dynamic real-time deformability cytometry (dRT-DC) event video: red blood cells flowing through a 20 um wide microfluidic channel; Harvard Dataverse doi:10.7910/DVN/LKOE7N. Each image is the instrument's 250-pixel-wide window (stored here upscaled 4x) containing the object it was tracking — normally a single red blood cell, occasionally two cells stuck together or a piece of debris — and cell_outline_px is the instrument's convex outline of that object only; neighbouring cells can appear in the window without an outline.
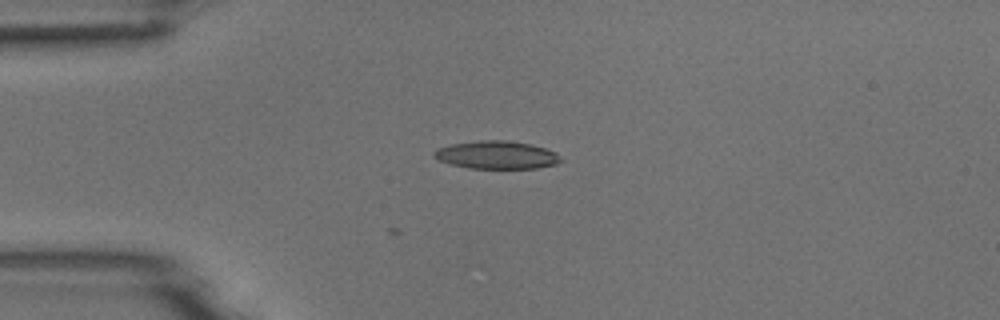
{"species": "common noctule bat (a hibernating species)", "species_latin": "Nyctalus noctula", "temperature_condition": "room temperature", "stored_images_in_passage": 39, "camera_frame_rate_fps": 3000, "um_per_image_px": 0.085, "animal": {"sex": "male", "body_mass_g": 18.8}, "frame": {"image": 1, "passage_image": 1, "time_ms": 0.0, "image_size_px": [1000, 320], "cell_outline_px": [[564, 160], [556, 164], [536, 168], [468, 168], [452, 164], [440, 160], [432, 156], [432, 152], [436, 148], [452, 144], [480, 140], [504, 140], [528, 144], [544, 148], [556, 152]], "centroid_in_image_um": [42.21, 13.17], "position_along_channel_um": 42.8, "area_um2": 20.52}}
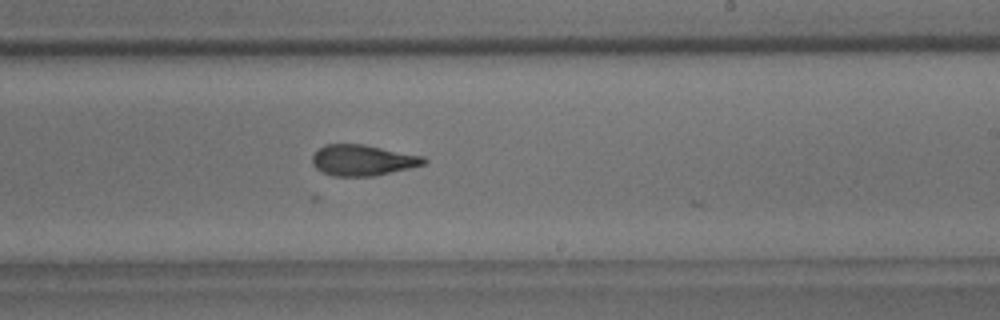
{"frame": {"image": 2, "passage_image": 19, "time_ms": 6.0, "image_size_px": [1000, 320], "cell_outline_px": [[428, 160], [424, 164], [412, 168], [376, 176], [332, 176], [316, 168], [312, 164], [312, 156], [324, 144], [364, 144], [424, 156]], "centroid_in_image_um": [30.86, 13.62], "position_along_channel_um": 258.1, "area_um2": 20.23}}
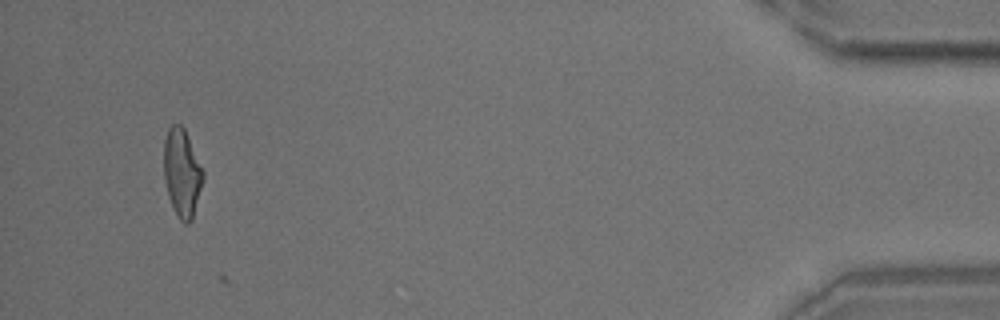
{"frame": {"image": 3, "passage_image": 37, "time_ms": 12.0, "image_size_px": [1000, 320], "cell_outline_px": [[204, 180], [192, 220], [188, 224], [184, 224], [180, 220], [168, 196], [164, 180], [164, 140], [168, 128], [172, 124], [180, 124], [184, 128], [204, 172]], "centroid_in_image_um": [15.47, 14.7], "position_along_channel_um": 419.7, "area_um2": 20.11}}